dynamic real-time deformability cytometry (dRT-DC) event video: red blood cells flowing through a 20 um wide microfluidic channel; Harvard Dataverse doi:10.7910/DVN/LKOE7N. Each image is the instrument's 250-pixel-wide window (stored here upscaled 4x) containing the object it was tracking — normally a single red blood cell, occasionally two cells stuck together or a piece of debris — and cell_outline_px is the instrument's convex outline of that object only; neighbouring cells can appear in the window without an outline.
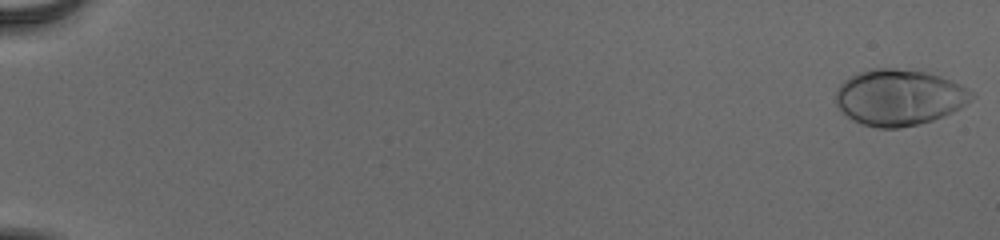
{"species": "human", "species_latin": "Homo sapiens", "temperature_condition": "cold", "stored_images_in_passage": 55, "camera_frame_rate_fps": 3000, "um_per_image_px": 0.085, "donor": {"sex": "male"}, "frame": {"image": 1, "passage_image": 1, "time_ms": 0.0, "image_size_px": [1000, 240], "cell_outline_px": [[976, 96], [960, 108], [932, 120], [900, 128], [876, 128], [852, 120], [836, 104], [836, 92], [840, 84], [848, 76], [872, 68], [896, 68], [928, 72], [940, 76], [960, 84], [972, 92]], "centroid_in_image_um": [76.42, 8.26], "position_along_channel_um": 8.6, "area_um2": 44.22}}
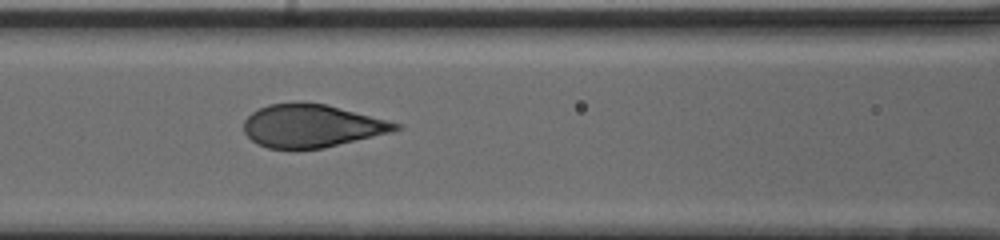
{"frame": {"image": 2, "passage_image": 27, "time_ms": 8.667, "image_size_px": [1000, 240], "cell_outline_px": [[404, 128], [392, 132], [324, 148], [268, 148], [256, 144], [244, 132], [244, 120], [252, 112], [268, 104], [324, 104], [404, 124]], "centroid_in_image_um": [26.54, 10.72], "position_along_channel_um": 140.1, "area_um2": 37.4}}
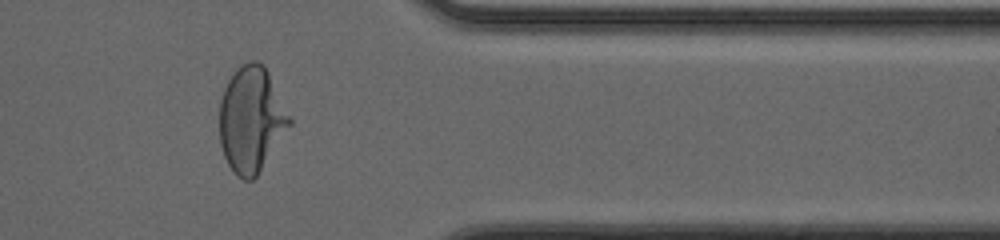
{"frame": {"image": 3, "passage_image": 47, "time_ms": 15.333, "image_size_px": [1000, 240], "cell_outline_px": [[292, 124], [256, 176], [252, 180], [244, 180], [236, 176], [228, 164], [224, 156], [220, 144], [220, 100], [224, 88], [228, 80], [236, 68], [240, 64], [248, 60], [256, 60], [264, 64], [292, 120]], "centroid_in_image_um": [21.35, 10.14], "position_along_channel_um": 390.1, "area_um2": 43.06}}